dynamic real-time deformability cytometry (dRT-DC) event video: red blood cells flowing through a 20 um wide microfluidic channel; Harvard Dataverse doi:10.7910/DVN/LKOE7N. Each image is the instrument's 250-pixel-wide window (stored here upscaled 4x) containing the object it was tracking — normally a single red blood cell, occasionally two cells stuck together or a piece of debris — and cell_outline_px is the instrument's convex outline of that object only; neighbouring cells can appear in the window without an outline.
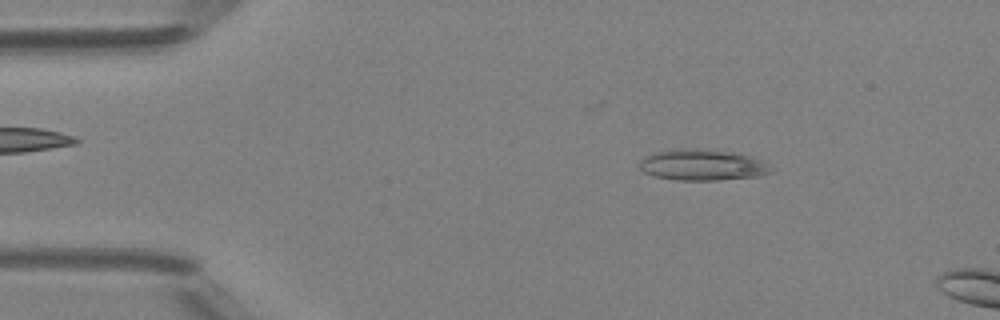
{"species": "Egyptian fruit bat (a non-hibernating species)", "species_latin": "Rousettus aegyptiacus", "temperature_condition": "room temperature", "stored_images_in_passage": 2, "camera_frame_rate_fps": 3000, "um_per_image_px": 0.085, "animal": {"sex": "female"}, "frame": {"image": 1, "passage_image": 1, "time_ms": 0.0, "image_size_px": [1000, 320], "cell_outline_px": [[772, 172], [760, 176], [716, 180], [676, 180], [656, 176], [644, 172], [640, 168], [640, 160], [656, 152], [676, 148], [700, 148], [728, 152], [748, 156], [764, 160], [772, 168]], "centroid_in_image_um": [59.73, 14.02], "position_along_channel_um": 25.3, "area_um2": 23.7}}